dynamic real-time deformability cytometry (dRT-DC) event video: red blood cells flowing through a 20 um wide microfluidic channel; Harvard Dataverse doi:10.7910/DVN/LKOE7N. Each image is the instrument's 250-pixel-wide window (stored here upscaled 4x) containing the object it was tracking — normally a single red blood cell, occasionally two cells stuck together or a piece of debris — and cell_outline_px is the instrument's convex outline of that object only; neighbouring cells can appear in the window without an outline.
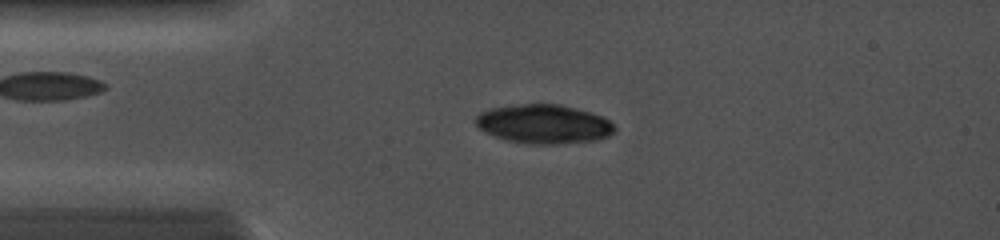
{"species": "common noctule bat (a hibernating species)", "species_latin": "Nyctalus noctula", "temperature_condition": "cold", "stored_images_in_passage": 13, "camera_frame_rate_fps": 5000, "um_per_image_px": 0.085, "animal": {"sex": "female", "body_mass_g": 19.0, "forearm_length_mm": 56.7}, "frame": {"image": 1, "passage_image": 11, "time_ms": 3.2, "image_size_px": [1000, 240], "cell_outline_px": [[616, 128], [608, 136], [596, 140], [556, 144], [528, 144], [504, 140], [484, 132], [476, 124], [476, 116], [480, 112], [488, 108], [520, 104], [560, 104], [576, 108], [600, 116], [608, 120]], "centroid_in_image_um": [46.17, 10.55], "position_along_channel_um": 38.8, "area_um2": 31.56}}